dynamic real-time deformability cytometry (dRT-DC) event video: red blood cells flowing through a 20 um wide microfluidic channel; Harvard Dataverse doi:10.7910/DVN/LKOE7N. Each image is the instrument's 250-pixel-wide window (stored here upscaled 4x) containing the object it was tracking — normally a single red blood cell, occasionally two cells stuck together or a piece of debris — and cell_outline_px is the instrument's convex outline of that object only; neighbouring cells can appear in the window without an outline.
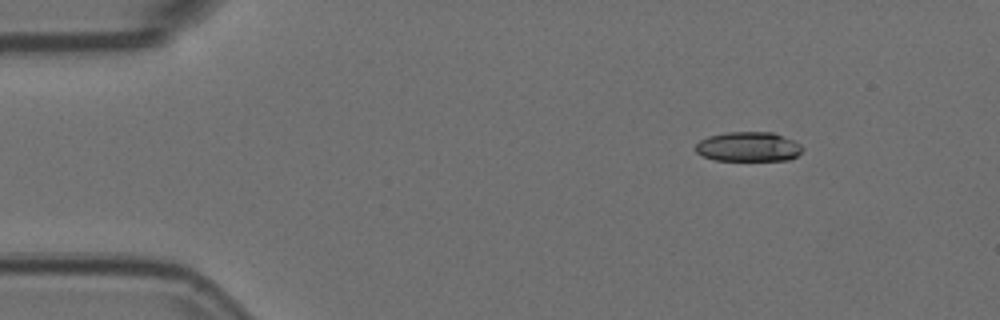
{"species": "Egyptian fruit bat (a non-hibernating species)", "species_latin": "Rousettus aegyptiacus", "temperature_condition": "room temperature", "stored_images_in_passage": 4, "camera_frame_rate_fps": 3000, "um_per_image_px": 0.085, "animal": {"sex": "female"}, "frame": {"image": 1, "passage_image": 1, "time_ms": 0.0, "image_size_px": [1000, 320], "cell_outline_px": [[804, 148], [796, 156], [788, 160], [716, 160], [704, 156], [696, 152], [696, 144], [700, 140], [708, 136], [724, 132], [772, 132], [792, 140], [800, 144]], "centroid_in_image_um": [63.6, 12.47], "position_along_channel_um": 21.4, "area_um2": 18.32}}
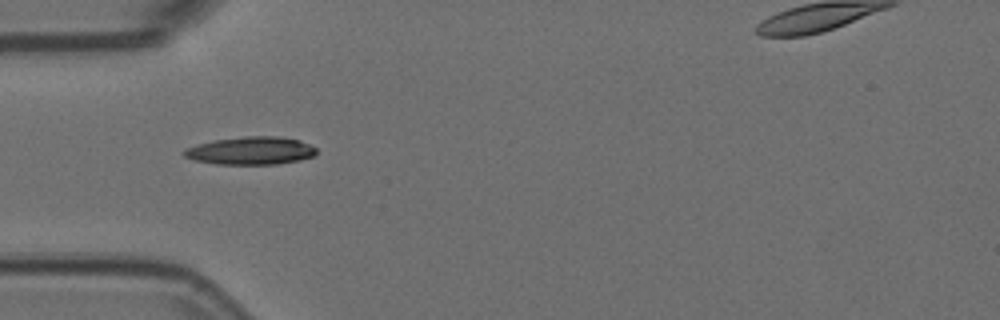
{"frame": {"image": 2, "passage_image": 4, "time_ms": 1.0, "image_size_px": [1000, 320], "cell_outline_px": [[316, 152], [312, 156], [300, 160], [276, 164], [216, 164], [196, 160], [184, 156], [180, 152], [184, 148], [216, 140], [244, 136], [276, 136], [300, 140], [316, 148]], "centroid_in_image_um": [21.3, 12.81], "position_along_channel_um": 63.7, "area_um2": 21.33}}